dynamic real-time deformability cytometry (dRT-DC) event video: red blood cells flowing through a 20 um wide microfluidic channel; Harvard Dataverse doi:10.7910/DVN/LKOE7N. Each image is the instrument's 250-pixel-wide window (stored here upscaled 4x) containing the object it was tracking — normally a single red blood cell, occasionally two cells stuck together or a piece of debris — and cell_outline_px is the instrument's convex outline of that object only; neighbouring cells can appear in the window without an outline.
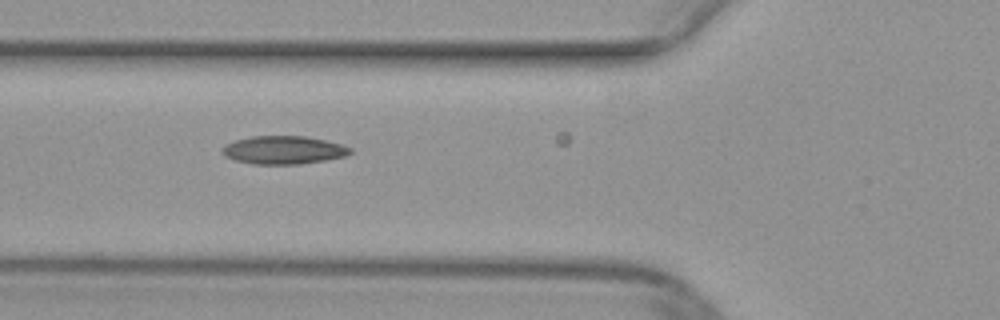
{"species": "common noctule bat (a hibernating species)", "species_latin": "Nyctalus noctula", "temperature_condition": "warm", "stored_images_in_passage": 12, "camera_frame_rate_fps": 3000, "um_per_image_px": 0.085, "animal": {"sex": "female", "body_mass_g": 29.2, "forearm_length_mm": 56.3}, "frame": {"image": 1, "passage_image": 2, "time_ms": 0.333, "image_size_px": [1000, 320], "cell_outline_px": [[352, 152], [348, 156], [328, 160], [300, 164], [252, 164], [236, 160], [224, 156], [220, 152], [224, 144], [236, 140], [252, 136], [304, 136], [324, 140], [340, 144], [352, 148]], "centroid_in_image_um": [24.1, 12.76], "position_along_channel_um": 101.7, "area_um2": 21.15}}
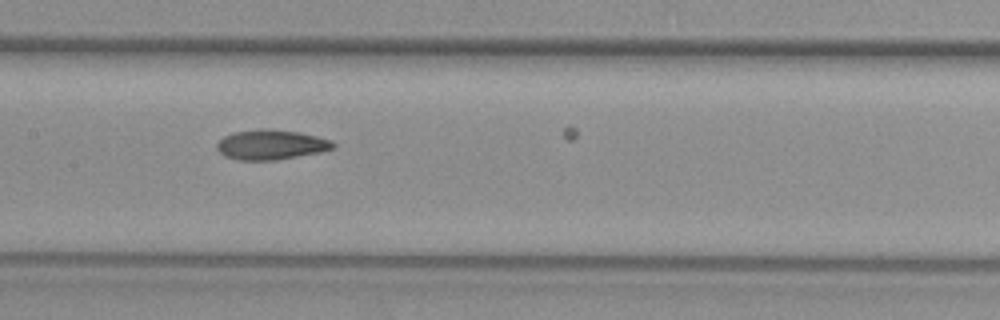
{"frame": {"image": 2, "passage_image": 8, "time_ms": 2.333, "image_size_px": [1000, 320], "cell_outline_px": [[336, 148], [320, 152], [276, 160], [236, 160], [224, 156], [216, 148], [216, 144], [224, 136], [232, 132], [256, 128], [268, 128], [300, 132], [332, 140], [336, 144]], "centroid_in_image_um": [23.03, 12.28], "position_along_channel_um": 184.4, "area_um2": 20.58}}
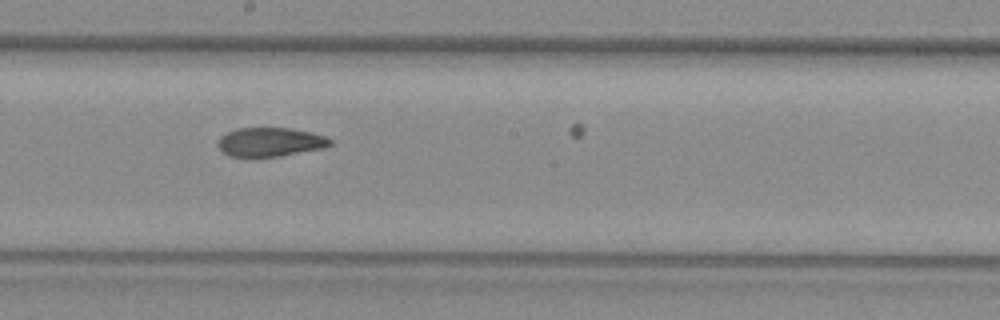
{"frame": {"image": 3, "passage_image": 11, "time_ms": 3.333, "image_size_px": [1000, 320], "cell_outline_px": [[332, 144], [324, 148], [280, 156], [228, 156], [216, 144], [220, 136], [236, 128], [288, 128], [308, 132], [324, 136], [332, 140]], "centroid_in_image_um": [22.95, 12.07], "position_along_channel_um": 225.3, "area_um2": 18.73}}